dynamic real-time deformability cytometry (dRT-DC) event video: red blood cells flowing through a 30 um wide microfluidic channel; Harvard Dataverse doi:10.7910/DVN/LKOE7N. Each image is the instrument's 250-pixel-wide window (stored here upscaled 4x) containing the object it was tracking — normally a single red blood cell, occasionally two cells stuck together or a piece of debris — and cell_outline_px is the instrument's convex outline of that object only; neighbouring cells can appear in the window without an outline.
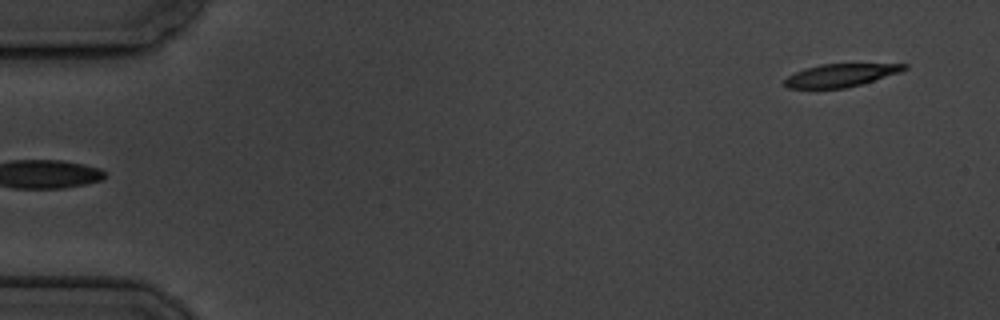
{"species": "common noctule bat (a hibernating species)", "species_latin": "Nyctalus noctula", "temperature_condition": "cold", "stored_images_in_passage": 5, "segment_of_instrument_passage": [2, 2], "camera_frame_rate_fps": 3000, "um_per_image_px": 0.085, "animal": {"sex": "male", "body_mass_g": 19.5, "forearm_length_mm": 54.6}, "frame": {"image": 1, "passage_image": 5, "time_ms": 4.667, "image_size_px": [1000, 320], "cell_outline_px": [[908, 68], [900, 72], [860, 84], [844, 88], [788, 88], [784, 84], [784, 80], [788, 76], [804, 68], [820, 64], [908, 64]], "centroid_in_image_um": [71.43, 6.39], "position_along_channel_um": 13.6, "area_um2": 15.72}}